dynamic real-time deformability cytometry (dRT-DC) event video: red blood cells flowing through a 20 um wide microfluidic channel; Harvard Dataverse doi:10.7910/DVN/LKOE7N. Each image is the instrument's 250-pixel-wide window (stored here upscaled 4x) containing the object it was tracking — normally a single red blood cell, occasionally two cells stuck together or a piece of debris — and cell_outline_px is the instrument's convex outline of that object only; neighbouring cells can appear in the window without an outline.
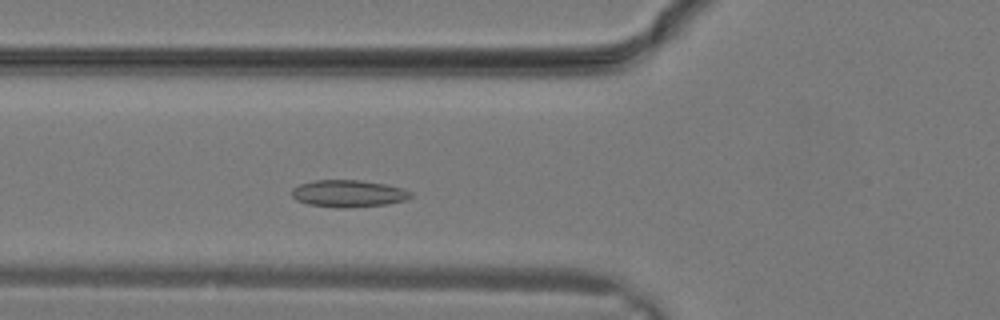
{"species": "common noctule bat (a hibernating species)", "species_latin": "Nyctalus noctula", "temperature_condition": "warm", "stored_images_in_passage": 25, "camera_frame_rate_fps": 3000, "um_per_image_px": 0.085, "animal": {"sex": "male", "body_mass_g": 19.2, "forearm_length_mm": 51.8}, "frame": {"image": 1, "passage_image": 6, "time_ms": 1.667, "image_size_px": [1000, 320], "cell_outline_px": [[412, 196], [404, 200], [388, 204], [344, 208], [336, 208], [308, 204], [296, 200], [292, 196], [292, 188], [300, 184], [312, 180], [360, 180], [384, 184], [404, 188], [412, 192]], "centroid_in_image_um": [29.6, 16.45], "position_along_channel_um": 96.2, "area_um2": 18.84}}
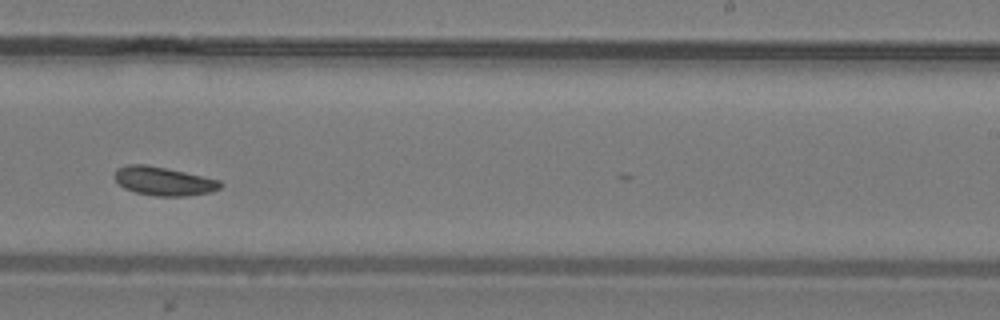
{"frame": {"image": 2, "passage_image": 14, "time_ms": 4.333, "image_size_px": [1000, 320], "cell_outline_px": [[224, 184], [220, 188], [212, 192], [184, 196], [156, 196], [136, 192], [124, 188], [116, 180], [116, 168], [128, 164], [144, 164], [184, 172], [220, 180]], "centroid_in_image_um": [13.94, 15.4], "position_along_channel_um": 275.1, "area_um2": 17.46}}
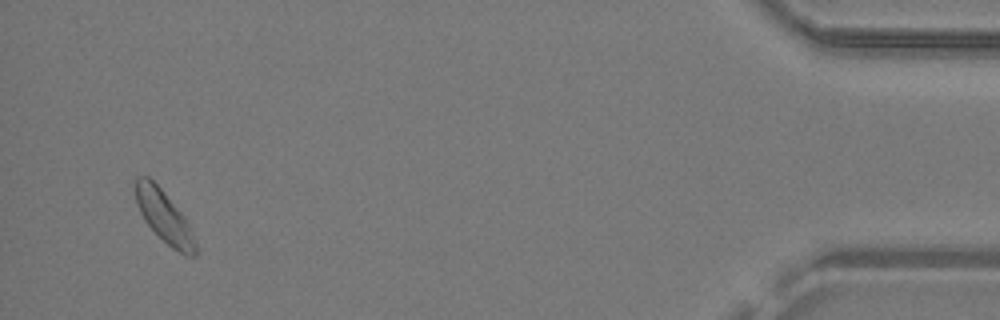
{"frame": {"image": 3, "passage_image": 24, "time_ms": 7.667, "image_size_px": [1000, 320], "cell_outline_px": [[196, 256], [184, 256], [172, 248], [144, 220], [140, 212], [136, 200], [136, 176], [148, 176], [164, 192], [184, 216], [192, 232], [196, 244]], "centroid_in_image_um": [13.97, 18.42], "position_along_channel_um": 421.2, "area_um2": 17.74}}